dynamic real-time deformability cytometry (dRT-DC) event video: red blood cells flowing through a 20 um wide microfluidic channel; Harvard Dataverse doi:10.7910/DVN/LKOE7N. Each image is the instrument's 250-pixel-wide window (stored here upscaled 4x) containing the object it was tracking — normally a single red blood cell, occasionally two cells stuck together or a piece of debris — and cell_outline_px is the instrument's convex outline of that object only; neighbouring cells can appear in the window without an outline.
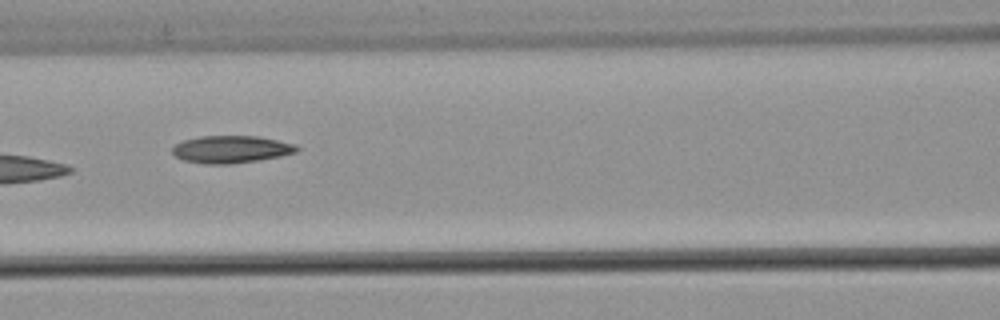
{"species": "common noctule bat (a hibernating species)", "species_latin": "Nyctalus noctula", "temperature_condition": "warm", "stored_images_in_passage": 6, "camera_frame_rate_fps": 3000, "um_per_image_px": 0.085, "animal": {"sex": "male", "body_mass_g": 21.5, "forearm_length_mm": 52.0}, "frame": {"image": 1, "passage_image": 6, "time_ms": 1.667, "image_size_px": [1000, 320], "cell_outline_px": [[300, 148], [296, 152], [280, 156], [232, 164], [204, 164], [184, 160], [176, 156], [172, 152], [172, 148], [176, 144], [184, 140], [200, 136], [260, 136], [296, 144]], "centroid_in_image_um": [19.66, 12.68], "position_along_channel_um": 146.9, "area_um2": 19.83}}